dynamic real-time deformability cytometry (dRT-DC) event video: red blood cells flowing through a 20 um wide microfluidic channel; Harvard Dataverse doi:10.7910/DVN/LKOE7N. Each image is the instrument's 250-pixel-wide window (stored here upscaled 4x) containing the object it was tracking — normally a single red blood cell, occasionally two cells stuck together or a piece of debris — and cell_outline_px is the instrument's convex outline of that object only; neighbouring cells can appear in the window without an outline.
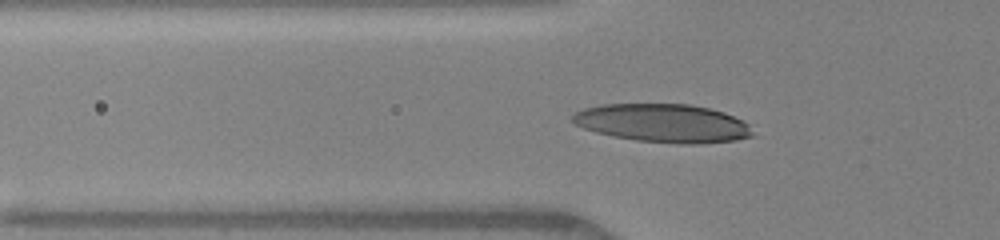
{"species": "human", "species_latin": "Homo sapiens", "temperature_condition": "warm", "stored_images_in_passage": 31, "camera_frame_rate_fps": 3000, "um_per_image_px": 0.085, "donor": {"sex": "female"}, "frame": {"image": 1, "passage_image": 4, "time_ms": 1.0, "image_size_px": [1000, 240], "cell_outline_px": [[756, 136], [736, 140], [704, 144], [680, 144], [636, 140], [612, 136], [596, 132], [584, 128], [576, 124], [572, 120], [572, 116], [576, 112], [584, 108], [604, 104], [688, 104], [708, 108], [724, 112], [748, 124]], "centroid_in_image_um": [56.38, 10.48], "position_along_channel_um": 69.4, "area_um2": 40.29}}
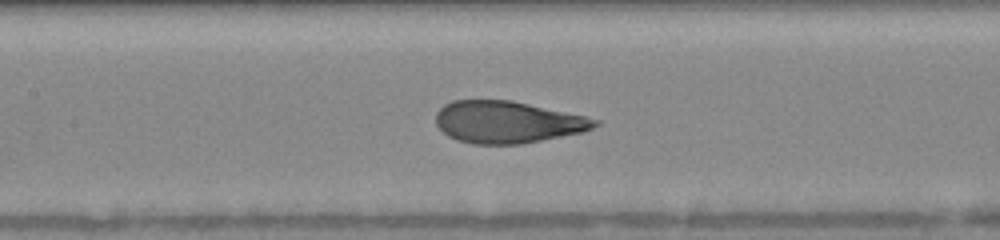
{"frame": {"image": 2, "passage_image": 11, "time_ms": 3.333, "image_size_px": [1000, 240], "cell_outline_px": [[600, 124], [584, 132], [520, 144], [472, 144], [456, 140], [448, 136], [436, 124], [436, 112], [444, 104], [452, 100], [512, 100], [584, 116], [600, 120]], "centroid_in_image_um": [43.12, 10.38], "position_along_channel_um": 164.3, "area_um2": 38.9}}
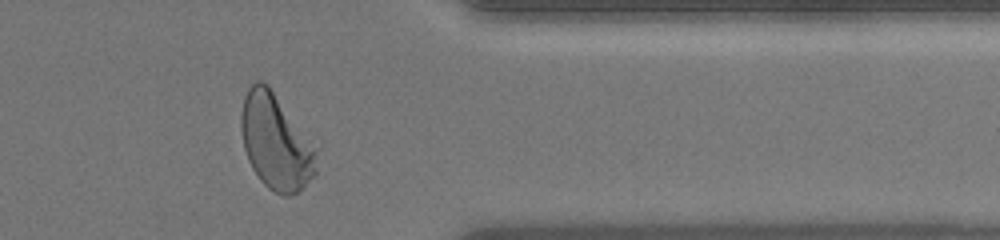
{"frame": {"image": 3, "passage_image": 28, "time_ms": 9.0, "image_size_px": [1000, 240], "cell_outline_px": [[320, 148], [316, 176], [304, 188], [288, 196], [284, 196], [268, 188], [260, 180], [252, 168], [248, 160], [244, 148], [240, 128], [240, 116], [244, 96], [248, 88], [256, 80], [260, 80], [268, 84]], "centroid_in_image_um": [23.51, 12.06], "position_along_channel_um": 387.9, "area_um2": 43.18}, "authors_computed_cell_mechanics": {"area_um2": 39.4196, "velocity_mm_per_s": 4.103, "shape_relaxation_time_tau1_ms": 3.4146, "shape_relaxation_time_tau2_ms": null, "deformation_change_tau1": 0.192, "deformation_change_tau2": null}}